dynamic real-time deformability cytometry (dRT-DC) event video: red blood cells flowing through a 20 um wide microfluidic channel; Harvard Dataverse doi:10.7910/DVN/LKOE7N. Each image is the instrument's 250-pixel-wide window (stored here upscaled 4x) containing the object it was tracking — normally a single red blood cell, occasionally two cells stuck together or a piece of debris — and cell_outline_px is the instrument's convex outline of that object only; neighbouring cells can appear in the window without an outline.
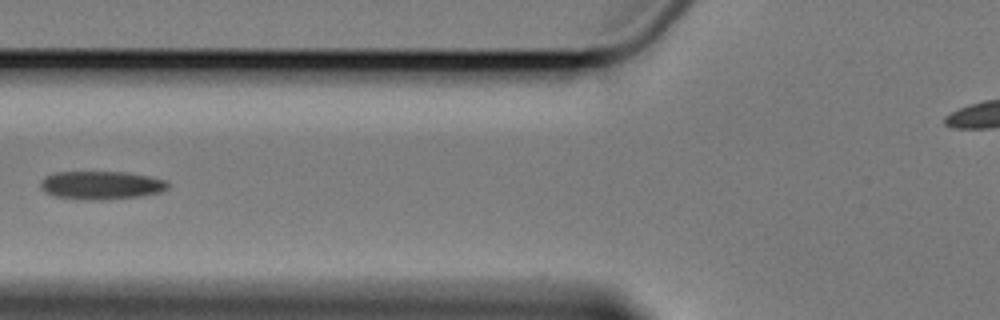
{"species": "Egyptian fruit bat (a non-hibernating species)", "species_latin": "Rousettus aegyptiacus", "temperature_condition": "cold", "stored_images_in_passage": 5, "camera_frame_rate_fps": 3000, "um_per_image_px": 0.085, "animal": {"sex": "female"}, "frame": {"image": 1, "passage_image": 5, "time_ms": 5.667, "image_size_px": [1000, 320], "cell_outline_px": [[168, 188], [160, 192], [140, 196], [100, 200], [80, 200], [56, 196], [44, 192], [40, 188], [40, 180], [56, 172], [128, 172], [168, 180]], "centroid_in_image_um": [8.6, 15.74], "position_along_channel_um": 117.2, "area_um2": 21.1}}